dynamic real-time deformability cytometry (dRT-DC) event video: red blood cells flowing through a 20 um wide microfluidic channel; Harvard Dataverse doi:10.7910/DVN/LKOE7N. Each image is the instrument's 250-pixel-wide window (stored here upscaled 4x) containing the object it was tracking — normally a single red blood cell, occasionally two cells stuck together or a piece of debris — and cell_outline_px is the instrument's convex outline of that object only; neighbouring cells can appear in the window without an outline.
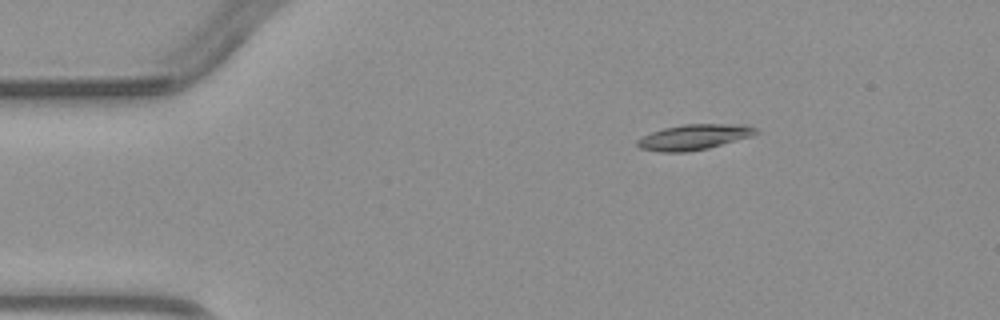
{"species": "common noctule bat (a hibernating species)", "species_latin": "Nyctalus noctula", "temperature_condition": "warm", "stored_images_in_passage": 5, "camera_frame_rate_fps": 3000, "um_per_image_px": 0.085, "animal": {"sex": "male", "body_mass_g": 23.1, "forearm_length_mm": 52.7}, "frame": {"image": 1, "passage_image": 1, "time_ms": 0.0, "image_size_px": [1000, 320], "cell_outline_px": [[760, 132], [752, 136], [708, 148], [684, 152], [660, 152], [640, 148], [636, 144], [636, 140], [652, 132], [664, 128], [684, 124], [748, 124], [760, 128]], "centroid_in_image_um": [59.06, 11.64], "position_along_channel_um": 25.9, "area_um2": 17.69}}
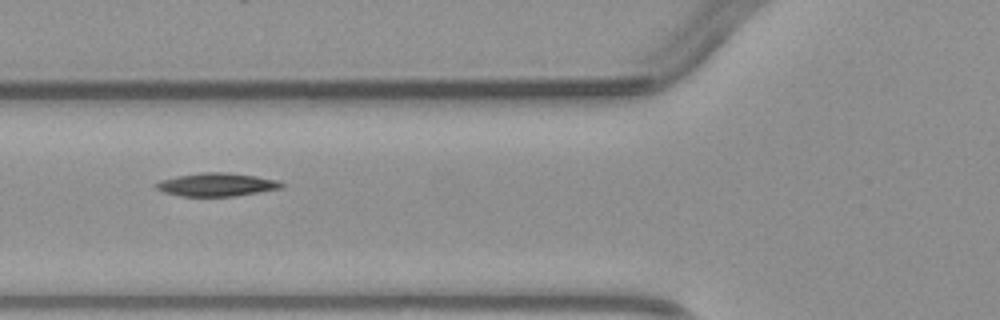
{"frame": {"image": 2, "passage_image": 4, "time_ms": 3.333, "image_size_px": [1000, 320], "cell_outline_px": [[284, 188], [236, 196], [180, 196], [164, 192], [156, 188], [152, 184], [160, 180], [176, 176], [204, 172], [224, 172], [256, 176], [276, 180], [284, 184]], "centroid_in_image_um": [18.4, 15.69], "position_along_channel_um": 107.4, "area_um2": 17.05}}
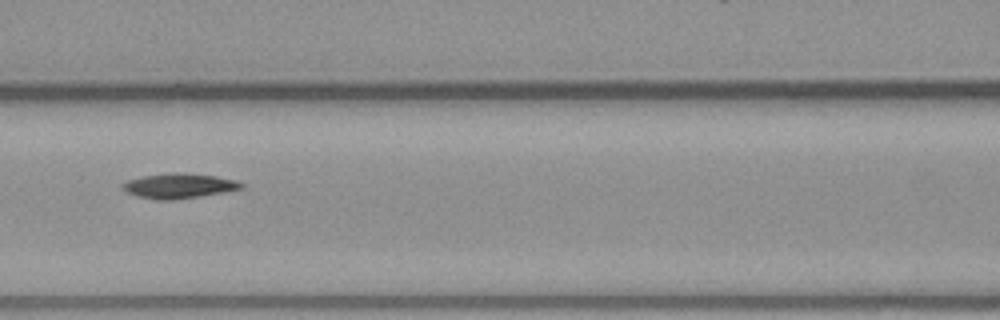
{"frame": {"image": 3, "passage_image": 5, "time_ms": 4.333, "image_size_px": [1000, 320], "cell_outline_px": [[244, 188], [200, 196], [172, 200], [156, 200], [140, 196], [128, 192], [120, 188], [120, 184], [128, 180], [144, 176], [176, 172], [180, 172], [216, 176], [236, 180], [244, 184]], "centroid_in_image_um": [15.21, 15.79], "position_along_channel_um": 151.4, "area_um2": 17.11}}